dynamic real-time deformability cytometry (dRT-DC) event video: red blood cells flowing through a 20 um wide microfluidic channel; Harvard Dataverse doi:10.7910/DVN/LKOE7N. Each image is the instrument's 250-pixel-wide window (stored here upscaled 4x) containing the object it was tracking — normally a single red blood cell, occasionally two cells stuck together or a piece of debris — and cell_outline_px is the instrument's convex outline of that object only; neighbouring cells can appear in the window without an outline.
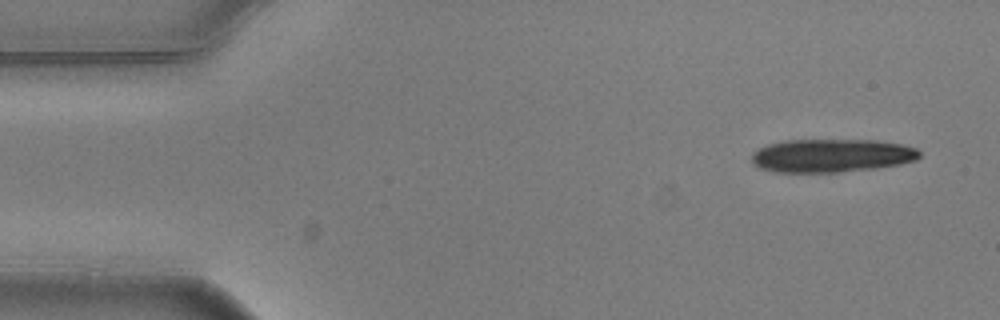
{"species": "common noctule bat (a hibernating species)", "species_latin": "Nyctalus noctula", "temperature_condition": "warm", "stored_images_in_passage": 4, "camera_frame_rate_fps": 3000, "um_per_image_px": 0.085, "animal": {"sex": "male", "body_mass_g": 20.5, "forearm_length_mm": 52.5}, "frame": {"image": 1, "passage_image": 1, "time_ms": 0.0, "image_size_px": [1000, 320], "cell_outline_px": [[920, 156], [916, 160], [900, 164], [876, 168], [840, 172], [776, 172], [760, 168], [752, 164], [752, 152], [768, 144], [784, 140], [876, 140], [904, 144], [916, 148], [920, 152]], "centroid_in_image_um": [70.69, 13.22], "position_along_channel_um": 14.3, "area_um2": 32.77}}
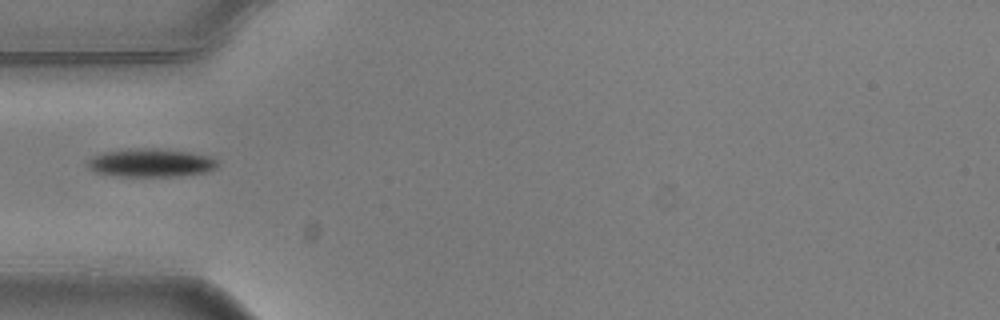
{"frame": {"image": 2, "passage_image": 4, "time_ms": 1.0, "image_size_px": [1000, 320], "cell_outline_px": [[216, 168], [204, 172], [176, 176], [120, 176], [96, 172], [88, 168], [88, 160], [92, 156], [104, 152], [136, 148], [156, 148], [188, 152], [208, 156], [216, 160]], "centroid_in_image_um": [12.78, 13.83], "position_along_channel_um": 72.2, "area_um2": 21.1}}